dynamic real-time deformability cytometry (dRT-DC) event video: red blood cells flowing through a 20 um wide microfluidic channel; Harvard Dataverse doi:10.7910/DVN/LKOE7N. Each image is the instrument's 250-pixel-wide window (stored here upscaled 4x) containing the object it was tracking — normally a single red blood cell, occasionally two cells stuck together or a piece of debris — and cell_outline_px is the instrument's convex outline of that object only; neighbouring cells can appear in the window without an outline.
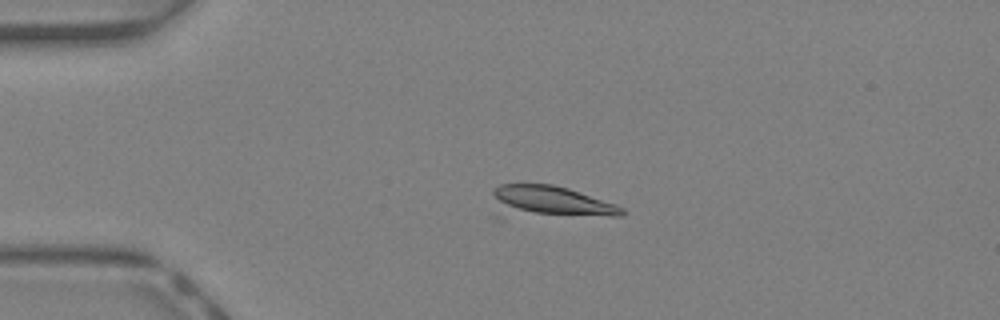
{"species": "Egyptian fruit bat (a non-hibernating species)", "species_latin": "Rousettus aegyptiacus", "temperature_condition": "warm", "stored_images_in_passage": 32, "camera_frame_rate_fps": 3000, "um_per_image_px": 0.085, "animal": {"sex": "female"}, "frame": {"image": 1, "passage_image": 1, "time_ms": 0.0, "image_size_px": [1000, 320], "cell_outline_px": [[628, 212], [624, 216], [612, 216], [536, 212], [504, 208], [492, 192], [492, 188], [500, 184], [552, 184], [568, 188], [616, 204], [624, 208]], "centroid_in_image_um": [47.06, 17.03], "position_along_channel_um": 37.9, "area_um2": 20.98}}
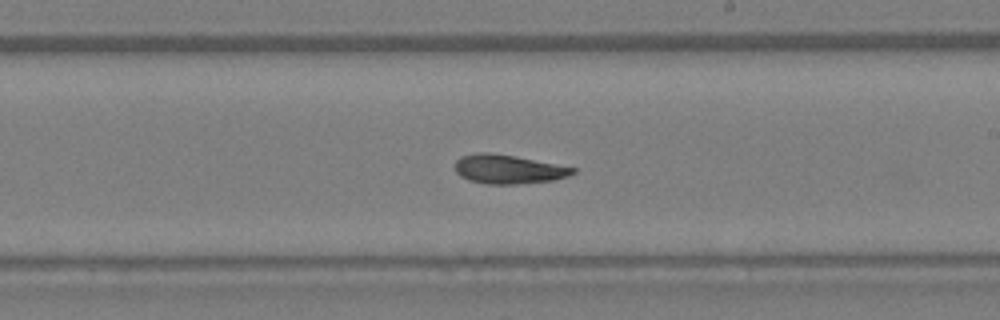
{"frame": {"image": 2, "passage_image": 17, "time_ms": 5.333, "image_size_px": [1000, 320], "cell_outline_px": [[576, 172], [568, 176], [556, 180], [516, 184], [488, 184], [468, 180], [460, 176], [456, 172], [456, 160], [460, 156], [476, 152], [488, 152], [516, 156], [576, 168]], "centroid_in_image_um": [43.2, 14.38], "position_along_channel_um": 245.8, "area_um2": 20.0}}
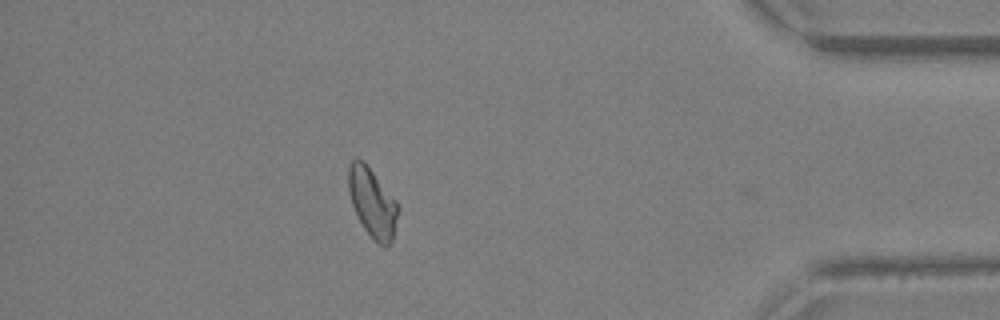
{"frame": {"image": 3, "passage_image": 30, "time_ms": 9.667, "image_size_px": [1000, 320], "cell_outline_px": [[400, 208], [392, 240], [384, 248], [364, 228], [352, 204], [348, 188], [348, 168], [352, 160], [364, 160], [396, 200]], "centroid_in_image_um": [31.67, 17.2], "position_along_channel_um": 403.5, "area_um2": 19.71}, "authors_computed_cell_mechanics": {"area_um2": 19.941, "velocity_mm_per_s": 4.6217, "shape_relaxation_time_tau1_ms": null, "shape_relaxation_time_tau2_ms": 4.8947, "deformation_change_tau1": null, "deformation_change_tau2": 0.1067}}